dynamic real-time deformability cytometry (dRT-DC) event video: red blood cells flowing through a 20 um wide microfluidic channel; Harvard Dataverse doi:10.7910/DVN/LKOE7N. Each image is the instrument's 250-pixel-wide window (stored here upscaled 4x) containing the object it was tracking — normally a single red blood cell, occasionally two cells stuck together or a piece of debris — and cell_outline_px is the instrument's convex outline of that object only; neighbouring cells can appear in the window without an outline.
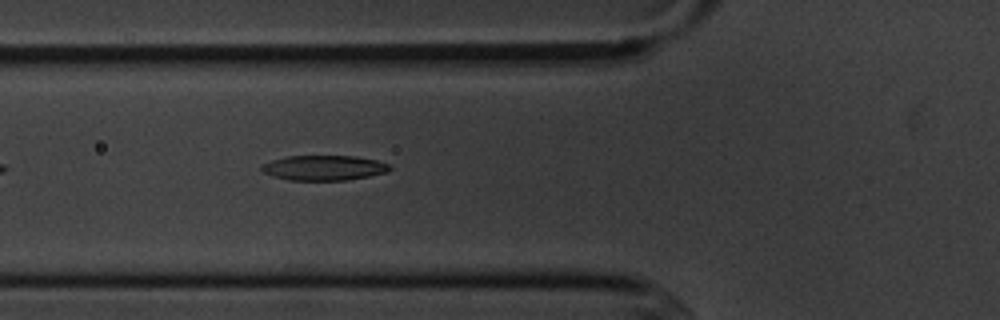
{"species": "common noctule bat (a hibernating species)", "species_latin": "Nyctalus noctula", "temperature_condition": "cold", "stored_images_in_passage": 4, "camera_frame_rate_fps": 3000, "um_per_image_px": 0.085, "animal": {"sex": "male", "body_mass_g": 20.1, "forearm_length_mm": 53.5}, "frame": {"image": 1, "passage_image": 4, "time_ms": 3.333, "image_size_px": [1000, 320], "cell_outline_px": [[392, 168], [388, 172], [348, 180], [288, 180], [272, 176], [264, 172], [260, 168], [264, 164], [272, 160], [288, 156], [356, 156], [376, 160], [388, 164]], "centroid_in_image_um": [27.55, 14.27], "position_along_channel_um": 98.3, "area_um2": 18.61}}